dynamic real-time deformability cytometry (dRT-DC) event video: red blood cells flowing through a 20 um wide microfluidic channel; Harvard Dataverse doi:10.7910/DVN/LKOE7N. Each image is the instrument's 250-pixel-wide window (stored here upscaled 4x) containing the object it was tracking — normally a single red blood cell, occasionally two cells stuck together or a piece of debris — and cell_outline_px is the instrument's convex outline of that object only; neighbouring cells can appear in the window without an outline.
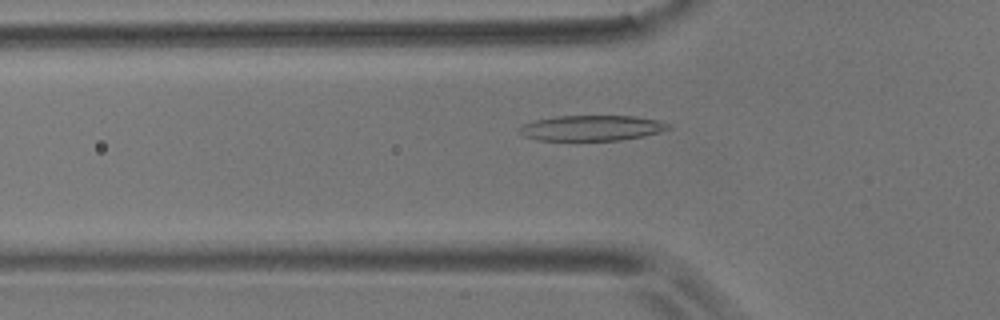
{"species": "common noctule bat (a hibernating species)", "species_latin": "Nyctalus noctula", "temperature_condition": "room temperature", "stored_images_in_passage": 42, "camera_frame_rate_fps": 3000, "um_per_image_px": 0.085, "animal": {"sex": "male", "body_mass_g": 17.9}, "frame": {"image": 1, "passage_image": 4, "time_ms": 1.0, "image_size_px": [1000, 320], "cell_outline_px": [[672, 124], [668, 128], [660, 132], [620, 140], [536, 140], [524, 136], [516, 132], [516, 128], [524, 124], [536, 120], [556, 116], [632, 116], [656, 120]], "centroid_in_image_um": [50.21, 10.88], "position_along_channel_um": 75.6, "area_um2": 21.96}}
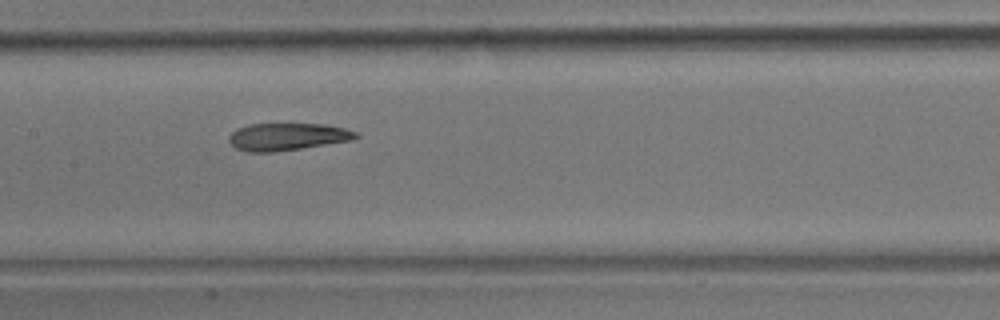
{"frame": {"image": 2, "passage_image": 13, "time_ms": 4.0, "image_size_px": [1000, 320], "cell_outline_px": [[360, 136], [352, 140], [300, 148], [272, 152], [248, 152], [236, 148], [228, 140], [228, 136], [236, 128], [248, 124], [324, 124], [344, 128], [356, 132]], "centroid_in_image_um": [24.39, 11.61], "position_along_channel_um": 183.0, "area_um2": 20.11}}
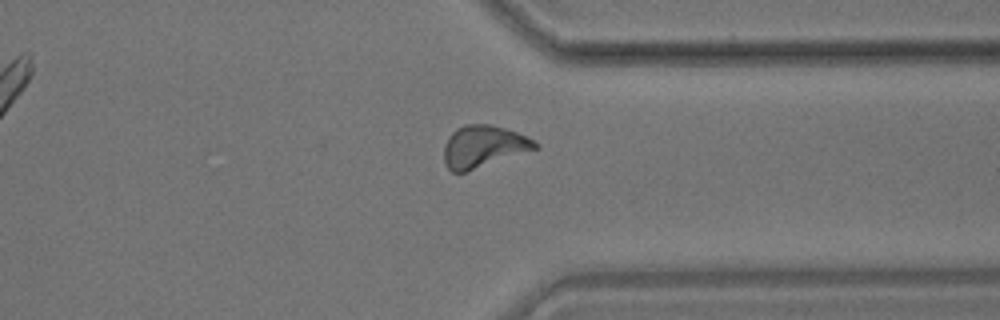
{"frame": {"image": 3, "passage_image": 29, "time_ms": 9.333, "image_size_px": [1000, 320], "cell_outline_px": [[540, 148], [464, 172], [452, 172], [444, 164], [444, 144], [448, 136], [456, 128], [464, 124], [488, 124], [504, 128], [516, 132], [540, 144]], "centroid_in_image_um": [41.06, 12.45], "position_along_channel_um": 370.3, "area_um2": 22.25}, "authors_computed_cell_mechanics": {"area_um2": 21.3571, "velocity_mm_per_s": 3.5485, "shape_relaxation_time_tau1_ms": 4.9732, "shape_relaxation_time_tau2_ms": 2.5094, "deformation_change_tau1": 0.1617, "deformation_change_tau2": 0.1104}}